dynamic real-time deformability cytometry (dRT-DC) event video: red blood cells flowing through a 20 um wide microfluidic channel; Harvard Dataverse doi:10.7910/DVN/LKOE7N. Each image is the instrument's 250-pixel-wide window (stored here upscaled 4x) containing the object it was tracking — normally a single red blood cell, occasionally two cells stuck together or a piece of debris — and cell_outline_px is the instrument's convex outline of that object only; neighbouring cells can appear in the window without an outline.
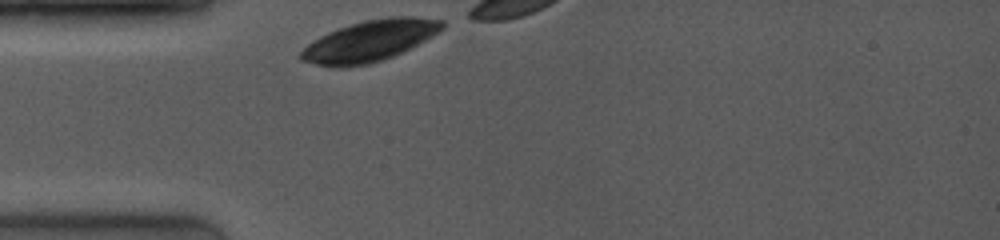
{"species": "common noctule bat (a hibernating species)", "species_latin": "Nyctalus noctula", "temperature_condition": "room temperature", "stored_images_in_passage": 9, "camera_frame_rate_fps": 4000, "um_per_image_px": 0.085, "animal": {"sex": "female", "body_mass_g": 19.0, "forearm_length_mm": 53.3}, "frame": {"image": 1, "passage_image": 1, "time_ms": 0.0, "image_size_px": [1000, 240], "cell_outline_px": [[444, 28], [440, 32], [392, 56], [368, 64], [344, 68], [336, 68], [316, 64], [300, 60], [300, 52], [312, 40], [328, 32], [364, 20], [388, 16], [412, 16], [444, 20]], "centroid_in_image_um": [31.41, 3.47], "position_along_channel_um": 53.6, "area_um2": 33.64}}